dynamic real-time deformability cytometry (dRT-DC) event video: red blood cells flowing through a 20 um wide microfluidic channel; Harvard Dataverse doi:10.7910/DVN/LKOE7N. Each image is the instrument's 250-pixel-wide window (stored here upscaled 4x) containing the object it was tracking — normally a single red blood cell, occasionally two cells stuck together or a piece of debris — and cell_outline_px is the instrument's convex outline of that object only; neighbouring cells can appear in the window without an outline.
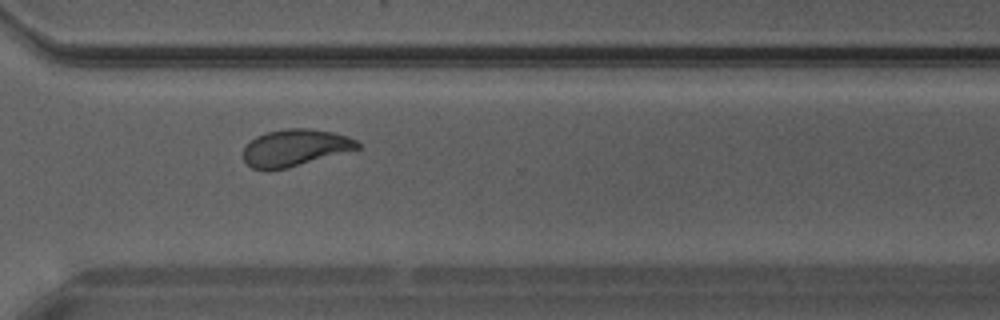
{"species": "Egyptian fruit bat (a non-hibernating species)", "species_latin": "Rousettus aegyptiacus", "temperature_condition": "warm", "stored_images_in_passage": 29, "camera_frame_rate_fps": 3000, "um_per_image_px": 0.085, "animal": {"sex": "male"}, "frame": {"image": 1, "passage_image": 21, "time_ms": 6.667, "image_size_px": [1000, 320], "cell_outline_px": [[360, 148], [288, 168], [268, 172], [252, 168], [244, 160], [244, 148], [256, 136], [268, 132], [284, 128], [308, 128], [332, 132], [348, 136], [356, 140], [360, 144]], "centroid_in_image_um": [25.06, 12.57], "position_along_channel_um": 345.5, "area_um2": 24.62}}